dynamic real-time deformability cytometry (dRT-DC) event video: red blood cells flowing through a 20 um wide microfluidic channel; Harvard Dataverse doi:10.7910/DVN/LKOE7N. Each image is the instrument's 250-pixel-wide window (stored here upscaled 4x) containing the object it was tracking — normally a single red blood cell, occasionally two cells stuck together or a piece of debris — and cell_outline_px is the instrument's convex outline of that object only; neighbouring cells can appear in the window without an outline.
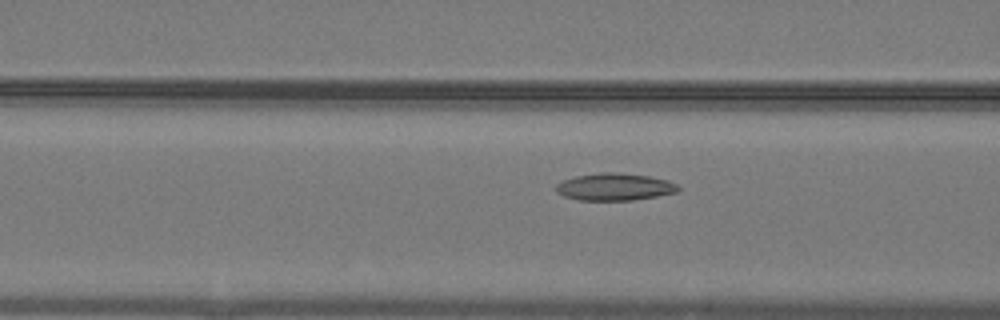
{"species": "common noctule bat (a hibernating species)", "species_latin": "Nyctalus noctula", "temperature_condition": "warm", "stored_images_in_passage": 42, "camera_frame_rate_fps": 3000, "um_per_image_px": 0.085, "animal": {"sex": "male", "body_mass_g": 19.2, "forearm_length_mm": 51.8}, "frame": {"image": 1, "passage_image": 11, "time_ms": 3.333, "image_size_px": [1000, 320], "cell_outline_px": [[680, 188], [676, 192], [656, 196], [632, 200], [580, 200], [564, 196], [556, 192], [556, 184], [564, 180], [576, 176], [600, 172], [616, 172], [648, 176], [668, 180], [676, 184]], "centroid_in_image_um": [52.23, 15.88], "position_along_channel_um": 114.4, "area_um2": 19.25}}
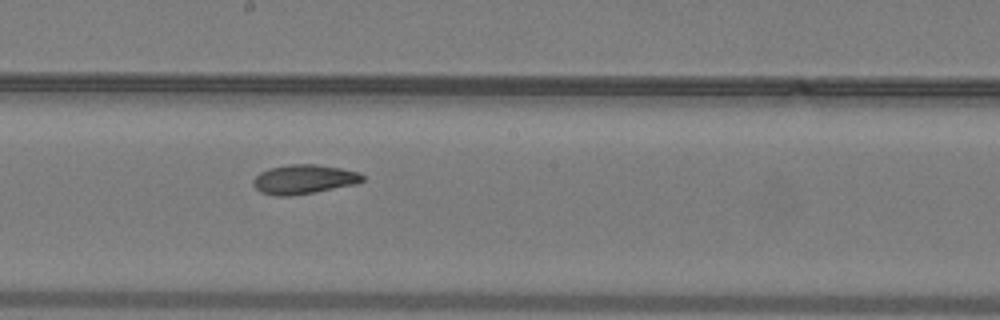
{"frame": {"image": 2, "passage_image": 19, "time_ms": 6.0, "image_size_px": [1000, 320], "cell_outline_px": [[364, 180], [356, 184], [312, 192], [288, 196], [276, 196], [260, 192], [252, 184], [252, 180], [260, 172], [268, 168], [288, 164], [316, 164], [340, 168], [360, 172], [364, 176]], "centroid_in_image_um": [25.81, 15.23], "position_along_channel_um": 222.4, "area_um2": 18.67}}
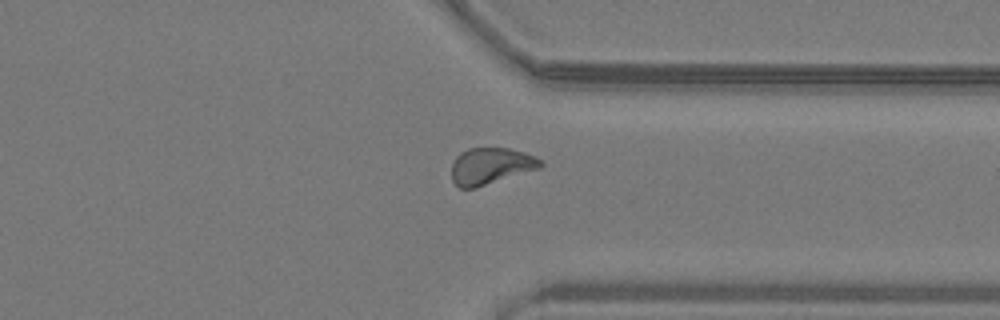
{"frame": {"image": 3, "passage_image": 30, "time_ms": 9.667, "image_size_px": [1000, 320], "cell_outline_px": [[544, 164], [540, 168], [476, 188], [460, 188], [452, 180], [452, 160], [460, 152], [468, 148], [508, 148], [524, 152], [536, 156]], "centroid_in_image_um": [41.7, 14.1], "position_along_channel_um": 369.7, "area_um2": 19.07}, "authors_computed_cell_mechanics": {"area_um2": 18.9584, "velocity_mm_per_s": 4.0435, "shape_relaxation_time_tau1_ms": 10.276, "shape_relaxation_time_tau2_ms": 3.7752, "deformation_change_tau1": 0.2121, "deformation_change_tau2": 0.0942}}